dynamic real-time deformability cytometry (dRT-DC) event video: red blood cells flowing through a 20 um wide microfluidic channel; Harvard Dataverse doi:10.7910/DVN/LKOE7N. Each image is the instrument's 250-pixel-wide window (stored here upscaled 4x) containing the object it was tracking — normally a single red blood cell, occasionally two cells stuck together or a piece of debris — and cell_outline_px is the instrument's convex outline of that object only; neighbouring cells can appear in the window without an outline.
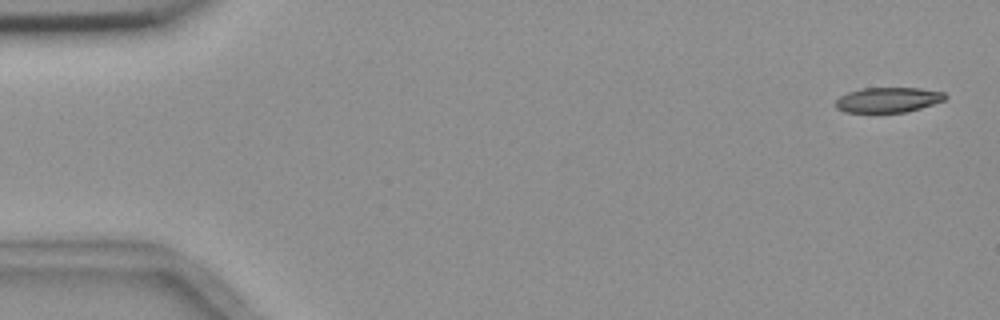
{"species": "common noctule bat (a hibernating species)", "species_latin": "Nyctalus noctula", "temperature_condition": "room temperature", "stored_images_in_passage": 6, "segment_of_instrument_passage": [1, 2], "camera_frame_rate_fps": 3000, "um_per_image_px": 0.085, "animal": {"sex": "female", "body_mass_g": 18.4}, "frame": {"image": 1, "passage_image": 1, "time_ms": 0.0, "image_size_px": [1000, 320], "cell_outline_px": [[948, 96], [944, 100], [908, 112], [844, 112], [836, 108], [836, 100], [840, 96], [848, 92], [860, 88], [920, 88], [944, 92]], "centroid_in_image_um": [75.48, 8.48], "position_along_channel_um": 9.5, "area_um2": 16.01}}